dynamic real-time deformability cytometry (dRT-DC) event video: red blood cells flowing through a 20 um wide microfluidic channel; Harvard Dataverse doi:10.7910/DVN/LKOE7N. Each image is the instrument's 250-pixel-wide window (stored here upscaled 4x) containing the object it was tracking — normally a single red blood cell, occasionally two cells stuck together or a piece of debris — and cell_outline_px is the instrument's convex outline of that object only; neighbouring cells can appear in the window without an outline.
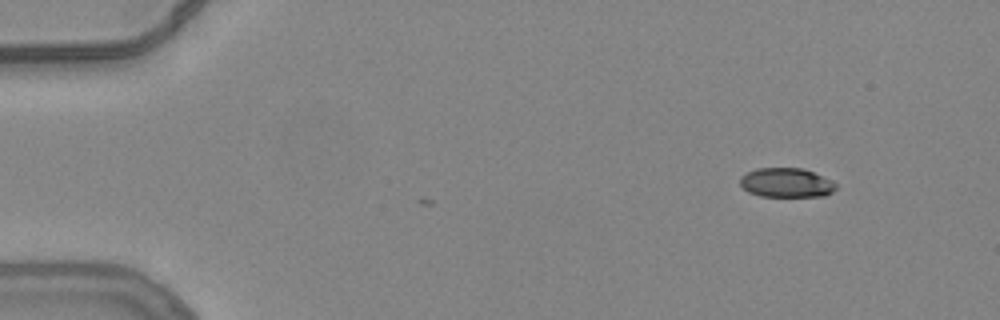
{"species": "common noctule bat (a hibernating species)", "species_latin": "Nyctalus noctula", "temperature_condition": "warm", "stored_images_in_passage": 3, "camera_frame_rate_fps": 3000, "um_per_image_px": 0.085, "animal": {"sex": "female", "body_mass_g": 24.6, "forearm_length_mm": 56.2}, "frame": {"image": 1, "passage_image": 1, "time_ms": 0.0, "image_size_px": [1000, 320], "cell_outline_px": [[836, 188], [832, 192], [824, 196], [760, 196], [748, 192], [740, 184], [740, 176], [756, 168], [804, 168], [836, 184]], "centroid_in_image_um": [66.8, 15.53], "position_along_channel_um": 18.2, "area_um2": 16.18}}